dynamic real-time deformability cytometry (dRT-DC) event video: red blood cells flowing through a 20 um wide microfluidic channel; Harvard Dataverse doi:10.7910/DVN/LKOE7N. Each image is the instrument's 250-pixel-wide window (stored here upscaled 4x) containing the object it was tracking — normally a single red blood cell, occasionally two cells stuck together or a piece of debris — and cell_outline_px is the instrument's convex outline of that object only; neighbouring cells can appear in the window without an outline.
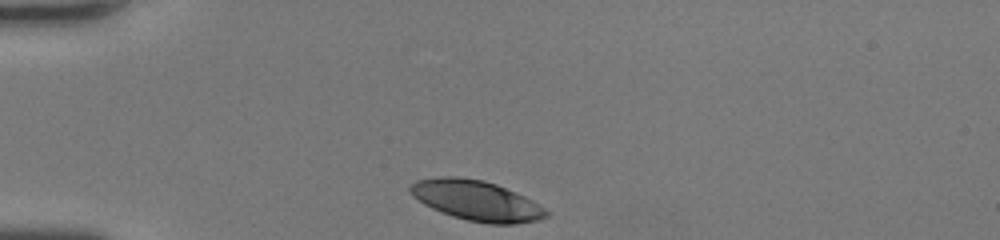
{"species": "human", "species_latin": "Homo sapiens", "temperature_condition": "room temperature", "stored_images_in_passage": 27, "camera_frame_rate_fps": 3000, "um_per_image_px": 0.085, "donor": {"sex": "female"}, "frame": {"image": 1, "passage_image": 1, "time_ms": 0.0, "image_size_px": [1000, 240], "cell_outline_px": [[552, 212], [548, 216], [540, 220], [516, 224], [488, 224], [468, 220], [452, 216], [432, 208], [424, 204], [412, 196], [408, 188], [408, 184], [416, 180], [440, 176], [456, 176], [484, 180], [496, 184], [524, 196], [532, 200]], "centroid_in_image_um": [40.5, 17.04], "position_along_channel_um": 44.5, "area_um2": 32.14}}
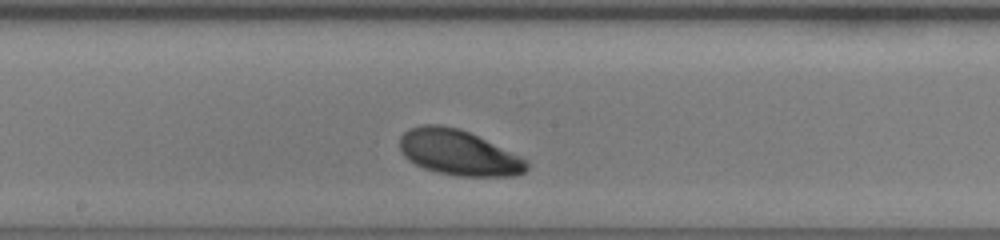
{"frame": {"image": 2, "passage_image": 15, "time_ms": 4.667, "image_size_px": [1000, 240], "cell_outline_px": [[528, 168], [524, 172], [516, 176], [456, 176], [436, 172], [424, 168], [408, 160], [400, 152], [400, 136], [408, 128], [420, 124], [440, 124], [460, 128], [520, 156], [528, 160]], "centroid_in_image_um": [38.94, 12.97], "position_along_channel_um": 209.3, "area_um2": 33.76}}
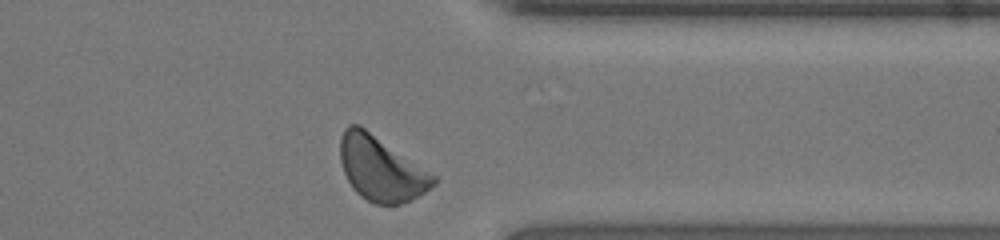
{"frame": {"image": 3, "passage_image": 27, "time_ms": 8.667, "image_size_px": [1000, 240], "cell_outline_px": [[436, 184], [420, 196], [412, 200], [400, 204], [376, 204], [360, 196], [352, 188], [344, 172], [340, 160], [340, 136], [344, 128], [348, 124], [360, 124], [436, 176]], "centroid_in_image_um": [32.37, 14.33], "position_along_channel_um": 379.0, "area_um2": 35.14}, "authors_computed_cell_mechanics": {"area_um2": 33.0038, "velocity_mm_per_s": 4.2907, "shape_relaxation_time_tau1_ms": 2.2047, "shape_relaxation_time_tau2_ms": null, "deformation_change_tau1": 0.1074, "deformation_change_tau2": null}}